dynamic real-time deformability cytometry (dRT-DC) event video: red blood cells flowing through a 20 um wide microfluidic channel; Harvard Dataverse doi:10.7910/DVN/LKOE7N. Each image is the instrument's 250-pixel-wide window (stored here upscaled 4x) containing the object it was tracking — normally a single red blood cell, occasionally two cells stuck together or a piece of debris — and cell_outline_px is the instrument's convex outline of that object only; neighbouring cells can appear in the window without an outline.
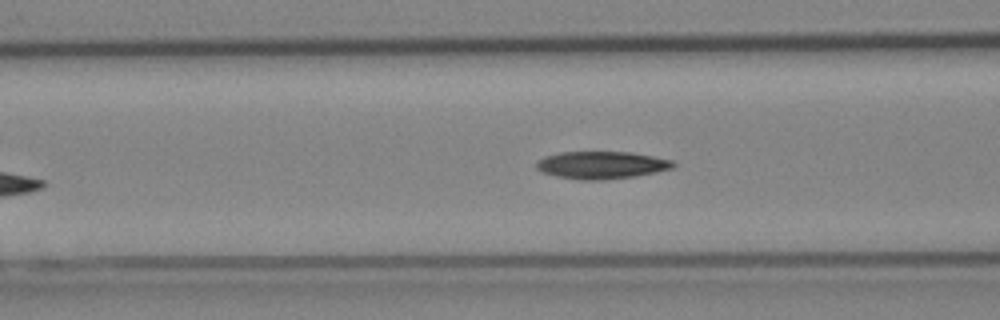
{"species": "Egyptian fruit bat (a non-hibernating species)", "species_latin": "Rousettus aegyptiacus", "temperature_condition": "cold", "stored_images_in_passage": 38, "camera_frame_rate_fps": 3000, "um_per_image_px": 0.085, "animal": {"sex": "female"}, "frame": {"image": 1, "passage_image": 12, "time_ms": 3.667, "image_size_px": [1000, 320], "cell_outline_px": [[676, 164], [672, 168], [632, 176], [600, 180], [580, 180], [556, 176], [540, 172], [536, 168], [536, 160], [544, 156], [560, 152], [632, 152], [672, 160]], "centroid_in_image_um": [51.05, 14.02], "position_along_channel_um": 115.6, "area_um2": 21.79}, "authors_computed_cell_mechanics": {"area_um2": 21.4438, "velocity_mm_per_s": 4.0443, "shape_relaxation_time_tau1_ms": 7.4419, "shape_relaxation_time_tau2_ms": null, "deformation_change_tau1": 0.1647, "deformation_change_tau2": null}}